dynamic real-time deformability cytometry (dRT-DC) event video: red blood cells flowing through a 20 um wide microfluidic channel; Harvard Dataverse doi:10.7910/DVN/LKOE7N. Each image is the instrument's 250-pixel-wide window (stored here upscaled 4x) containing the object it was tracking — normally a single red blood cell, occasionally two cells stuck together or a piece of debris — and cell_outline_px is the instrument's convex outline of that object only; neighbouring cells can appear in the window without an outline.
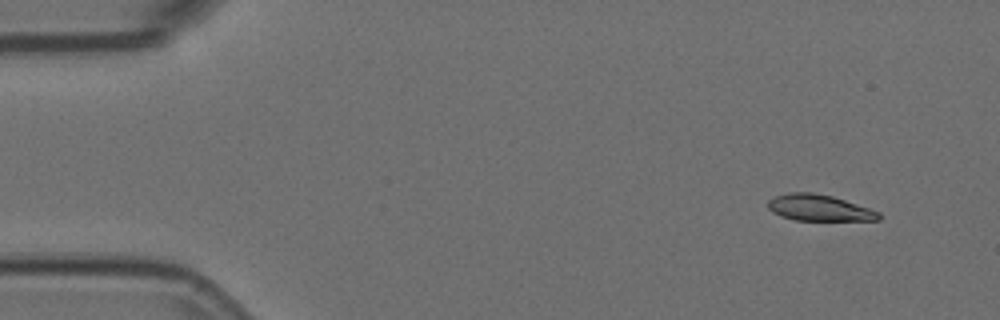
{"species": "Egyptian fruit bat (a non-hibernating species)", "species_latin": "Rousettus aegyptiacus", "temperature_condition": "room temperature", "stored_images_in_passage": 7, "camera_frame_rate_fps": 3000, "um_per_image_px": 0.085, "animal": {"sex": "female"}, "frame": {"image": 1, "passage_image": 1, "time_ms": 0.0, "image_size_px": [1000, 320], "cell_outline_px": [[880, 220], [796, 220], [780, 216], [772, 212], [768, 208], [768, 200], [772, 196], [788, 192], [812, 192], [832, 196], [880, 212]], "centroid_in_image_um": [69.57, 17.65], "position_along_channel_um": 15.4, "area_um2": 16.94}}
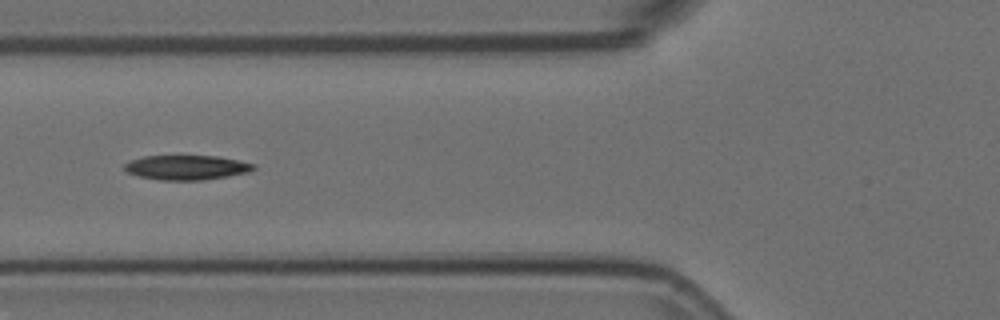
{"frame": {"image": 2, "passage_image": 5, "time_ms": 1.333, "image_size_px": [1000, 320], "cell_outline_px": [[256, 168], [248, 172], [228, 176], [204, 180], [160, 180], [140, 176], [128, 172], [124, 168], [124, 164], [132, 160], [144, 156], [216, 156], [256, 164]], "centroid_in_image_um": [15.88, 14.24], "position_along_channel_um": 109.9, "area_um2": 18.32}}
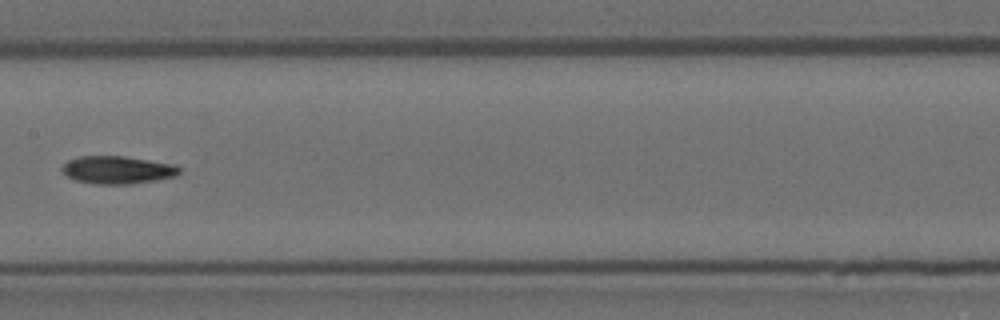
{"frame": {"image": 3, "passage_image": 7, "time_ms": 2.0, "image_size_px": [1000, 320], "cell_outline_px": [[180, 172], [176, 176], [156, 180], [132, 184], [92, 184], [76, 180], [60, 172], [60, 168], [68, 160], [80, 156], [124, 156], [176, 164], [180, 168]], "centroid_in_image_um": [9.98, 14.44], "position_along_channel_um": 197.4, "area_um2": 19.19}}